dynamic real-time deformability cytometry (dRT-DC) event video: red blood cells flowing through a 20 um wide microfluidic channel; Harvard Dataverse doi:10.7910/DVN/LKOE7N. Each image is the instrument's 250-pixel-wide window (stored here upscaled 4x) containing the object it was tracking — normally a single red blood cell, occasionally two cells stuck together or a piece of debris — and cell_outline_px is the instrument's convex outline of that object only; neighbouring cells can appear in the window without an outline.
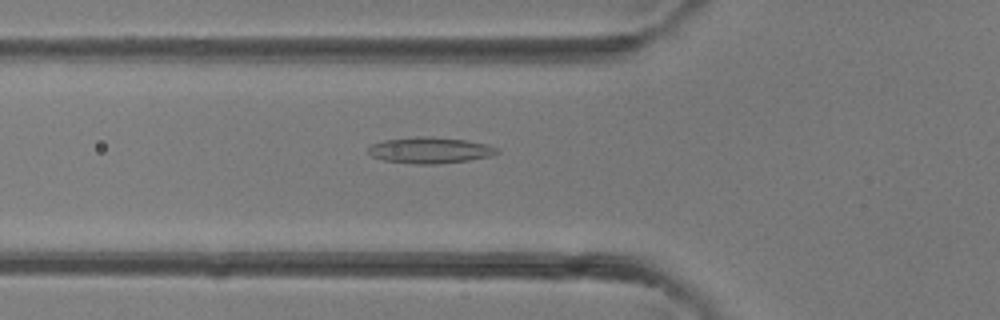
{"species": "common noctule bat (a hibernating species)", "species_latin": "Nyctalus noctula", "temperature_condition": "room temperature", "stored_images_in_passage": 39, "camera_frame_rate_fps": 3000, "um_per_image_px": 0.085, "animal": {"sex": "female"}, "frame": {"image": 1, "passage_image": 14, "time_ms": 4.333, "image_size_px": [1000, 320], "cell_outline_px": [[500, 152], [492, 156], [468, 160], [436, 164], [416, 164], [384, 160], [372, 156], [368, 152], [368, 148], [372, 144], [384, 140], [416, 136], [432, 136], [468, 140], [488, 144], [496, 148]], "centroid_in_image_um": [36.57, 12.76], "position_along_channel_um": 89.2, "area_um2": 19.71}}
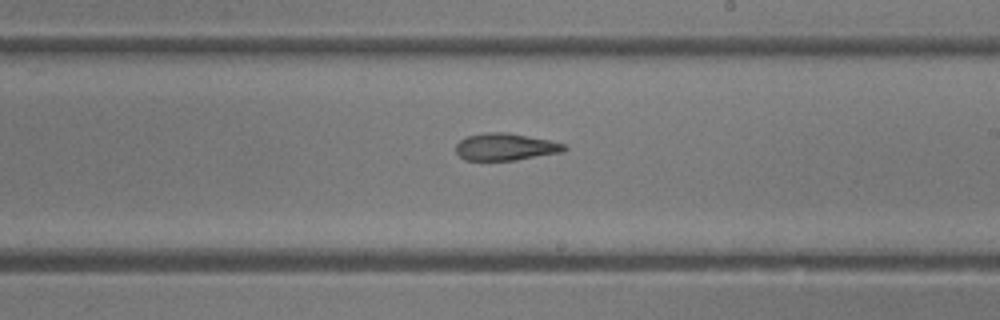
{"frame": {"image": 2, "passage_image": 23, "time_ms": 7.333, "image_size_px": [1000, 320], "cell_outline_px": [[568, 148], [564, 152], [516, 160], [464, 160], [456, 152], [456, 144], [464, 136], [484, 132], [508, 132], [548, 140], [564, 144]], "centroid_in_image_um": [42.95, 12.48], "position_along_channel_um": 246.1, "area_um2": 17.28}}
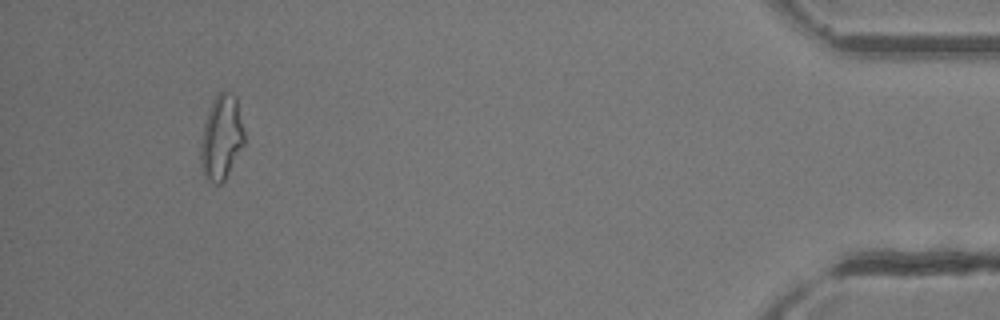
{"frame": {"image": 3, "passage_image": 37, "time_ms": 12.0, "image_size_px": [1000, 320], "cell_outline_px": [[244, 144], [224, 180], [220, 184], [212, 184], [204, 176], [200, 164], [200, 140], [204, 124], [208, 112], [216, 96], [220, 92], [228, 92], [236, 96], [244, 132]], "centroid_in_image_um": [18.8, 11.73], "position_along_channel_um": 416.4, "area_um2": 21.33}}